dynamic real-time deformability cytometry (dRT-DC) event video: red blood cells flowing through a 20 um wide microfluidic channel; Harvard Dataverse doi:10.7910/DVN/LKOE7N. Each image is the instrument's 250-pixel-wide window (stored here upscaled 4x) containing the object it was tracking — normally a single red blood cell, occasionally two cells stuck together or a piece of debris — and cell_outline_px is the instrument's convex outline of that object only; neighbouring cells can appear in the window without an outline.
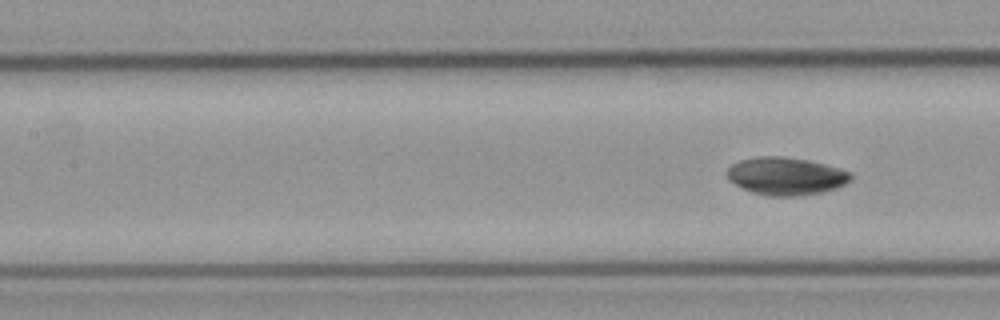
{"species": "common noctule bat (a hibernating species)", "species_latin": "Nyctalus noctula", "temperature_condition": "cold", "stored_images_in_passage": 6, "segment_of_instrument_passage": [2, 2], "camera_frame_rate_fps": 3000, "um_per_image_px": 0.085, "animal": {"sex": "male", "body_mass_g": 23.1, "forearm_length_mm": 52.7}, "frame": {"image": 1, "passage_image": 6, "time_ms": 6.0, "image_size_px": [1000, 320], "cell_outline_px": [[852, 180], [836, 188], [824, 192], [796, 196], [768, 196], [752, 192], [728, 180], [724, 172], [732, 164], [740, 160], [756, 156], [780, 156], [808, 160], [840, 168], [852, 172]], "centroid_in_image_um": [66.8, 14.96], "position_along_channel_um": 140.6, "area_um2": 27.4}}